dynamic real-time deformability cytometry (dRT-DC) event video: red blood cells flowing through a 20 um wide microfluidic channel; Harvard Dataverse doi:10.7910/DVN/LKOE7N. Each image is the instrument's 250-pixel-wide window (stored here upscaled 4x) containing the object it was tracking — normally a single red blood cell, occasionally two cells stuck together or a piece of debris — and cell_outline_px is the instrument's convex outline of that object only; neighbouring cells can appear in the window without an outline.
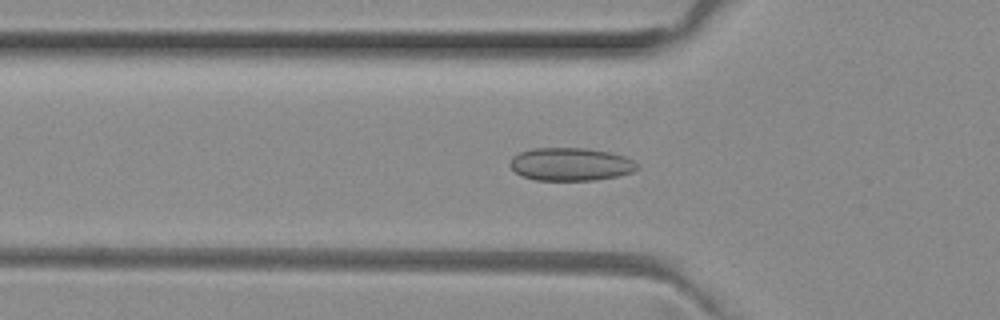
{"species": "common noctule bat (a hibernating species)", "species_latin": "Nyctalus noctula", "temperature_condition": "room temperature", "stored_images_in_passage": 43, "camera_frame_rate_fps": 3000, "um_per_image_px": 0.085, "animal": {"sex": "female", "body_mass_g": 29.2, "forearm_length_mm": 56.3}, "frame": {"image": 1, "passage_image": 9, "time_ms": 2.667, "image_size_px": [1000, 320], "cell_outline_px": [[636, 168], [632, 172], [616, 176], [592, 180], [536, 180], [524, 176], [516, 172], [508, 164], [512, 156], [520, 152], [532, 148], [588, 148], [612, 152], [624, 156], [632, 160], [636, 164]], "centroid_in_image_um": [48.47, 13.94], "position_along_channel_um": 77.3, "area_um2": 24.33}}
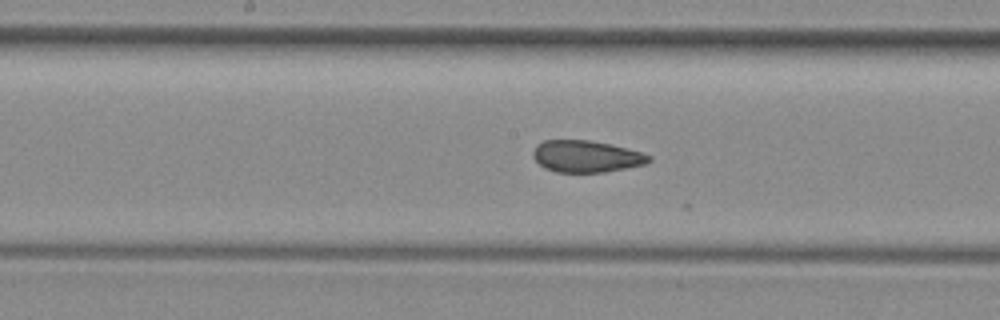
{"frame": {"image": 2, "passage_image": 18, "time_ms": 5.667, "image_size_px": [1000, 320], "cell_outline_px": [[652, 160], [644, 164], [604, 172], [556, 172], [544, 168], [532, 156], [532, 152], [536, 144], [544, 140], [588, 140], [612, 144], [640, 152], [652, 156]], "centroid_in_image_um": [49.8, 13.28], "position_along_channel_um": 198.4, "area_um2": 21.44}}
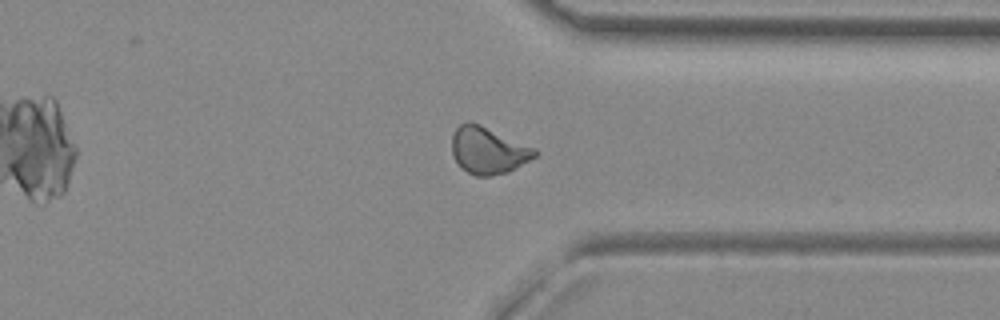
{"frame": {"image": 3, "passage_image": 31, "time_ms": 10.0, "image_size_px": [1000, 320], "cell_outline_px": [[540, 152], [536, 156], [516, 168], [508, 172], [492, 176], [476, 176], [460, 168], [452, 156], [452, 136], [456, 128], [460, 124], [468, 120], [480, 124], [536, 148]], "centroid_in_image_um": [41.49, 12.78], "position_along_channel_um": 369.9, "area_um2": 22.95}, "authors_computed_cell_mechanics": {"area_um2": 22.253, "velocity_mm_per_s": 4.0252, "shape_relaxation_time_tau1_ms": null, "shape_relaxation_time_tau2_ms": 1.5481, "deformation_change_tau1": null, "deformation_change_tau2": 0.0611}}